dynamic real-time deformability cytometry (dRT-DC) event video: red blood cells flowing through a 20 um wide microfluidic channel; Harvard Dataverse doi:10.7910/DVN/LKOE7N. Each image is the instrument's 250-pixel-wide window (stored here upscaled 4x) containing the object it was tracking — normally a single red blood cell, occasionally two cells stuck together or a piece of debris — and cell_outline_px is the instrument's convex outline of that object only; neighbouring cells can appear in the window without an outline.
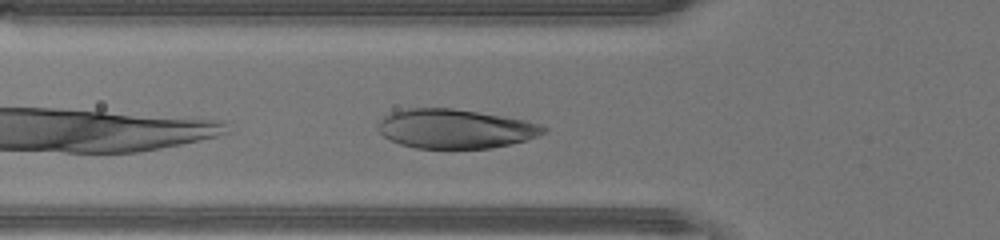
{"species": "human", "species_latin": "Homo sapiens", "temperature_condition": "warm", "stored_images_in_passage": 19, "camera_frame_rate_fps": 3000, "um_per_image_px": 0.085, "donor": {"sex": "male"}, "frame": {"image": 1, "passage_image": 4, "time_ms": 1.0, "image_size_px": [1000, 240], "cell_outline_px": [[548, 132], [528, 140], [512, 144], [492, 148], [416, 148], [400, 144], [384, 136], [380, 132], [380, 120], [384, 116], [392, 112], [408, 108], [452, 108], [524, 120], [540, 124], [548, 128]], "centroid_in_image_um": [38.74, 10.95], "position_along_channel_um": 87.1, "area_um2": 37.63}}
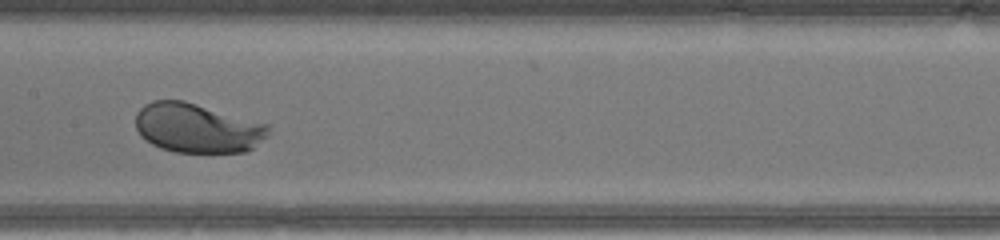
{"frame": {"image": 2, "passage_image": 11, "time_ms": 3.333, "image_size_px": [1000, 240], "cell_outline_px": [[268, 136], [248, 152], [176, 152], [160, 148], [144, 140], [140, 136], [136, 128], [136, 112], [144, 104], [152, 100], [184, 100], [268, 124]], "centroid_in_image_um": [16.74, 10.88], "position_along_channel_um": 190.7, "area_um2": 38.44}}
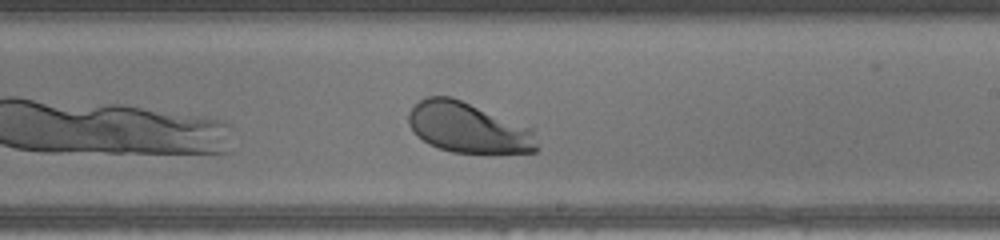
{"frame": {"image": 3, "passage_image": 15, "time_ms": 4.667, "image_size_px": [1000, 240], "cell_outline_px": [[540, 148], [536, 152], [452, 152], [428, 144], [408, 124], [408, 112], [420, 100], [428, 96], [452, 96], [536, 128]], "centroid_in_image_um": [39.9, 10.84], "position_along_channel_um": 249.1, "area_um2": 38.15}}